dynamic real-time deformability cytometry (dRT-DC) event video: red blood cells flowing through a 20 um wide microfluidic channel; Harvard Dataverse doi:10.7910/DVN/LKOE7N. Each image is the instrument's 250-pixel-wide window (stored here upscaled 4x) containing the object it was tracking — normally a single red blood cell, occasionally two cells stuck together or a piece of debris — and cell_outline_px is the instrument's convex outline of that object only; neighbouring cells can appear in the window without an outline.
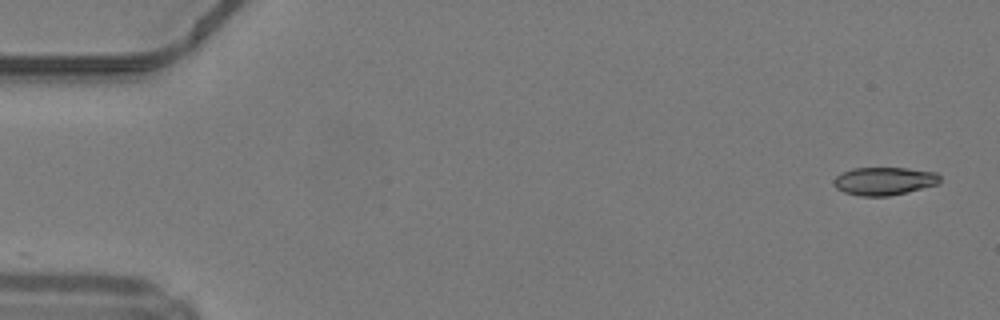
{"species": "common noctule bat (a hibernating species)", "species_latin": "Nyctalus noctula", "temperature_condition": "warm", "stored_images_in_passage": 48, "camera_frame_rate_fps": 3000, "um_per_image_px": 0.085, "animal": {"sex": "male", "body_mass_g": 19.2, "forearm_length_mm": 51.8}, "frame": {"image": 1, "passage_image": 1, "time_ms": 0.0, "image_size_px": [1000, 320], "cell_outline_px": [[940, 184], [908, 192], [888, 196], [860, 196], [844, 192], [836, 188], [832, 184], [832, 180], [840, 172], [852, 168], [908, 168], [936, 172], [940, 176]], "centroid_in_image_um": [75.14, 15.39], "position_along_channel_um": 9.9, "area_um2": 17.63}}
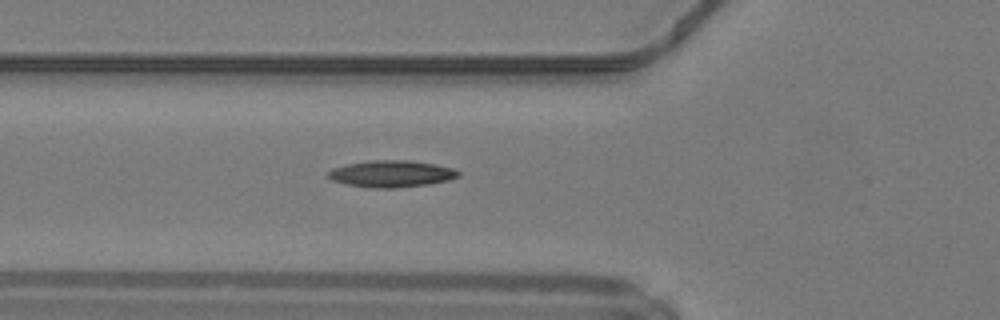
{"frame": {"image": 2, "passage_image": 17, "time_ms": 5.333, "image_size_px": [1000, 320], "cell_outline_px": [[460, 176], [448, 180], [428, 184], [396, 188], [372, 188], [344, 184], [332, 180], [328, 176], [328, 172], [332, 168], [348, 164], [372, 160], [408, 160], [436, 164], [452, 168], [460, 172]], "centroid_in_image_um": [33.27, 14.77], "position_along_channel_um": 92.5, "area_um2": 20.29}}
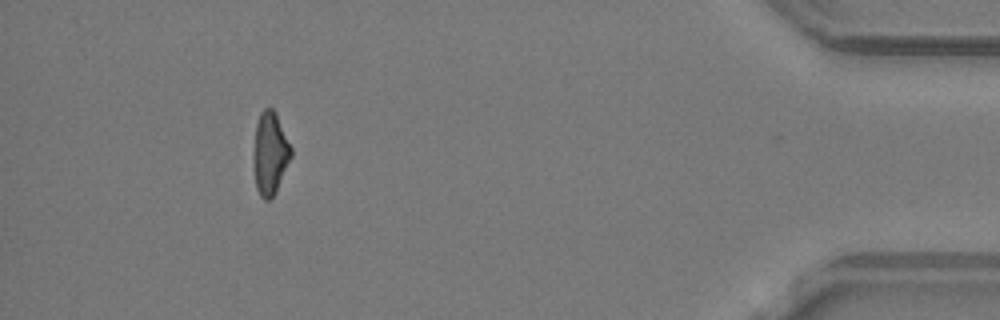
{"frame": {"image": 3, "passage_image": 44, "time_ms": 14.333, "image_size_px": [1000, 320], "cell_outline_px": [[292, 156], [276, 192], [268, 200], [264, 200], [260, 196], [256, 188], [252, 156], [252, 152], [256, 124], [260, 112], [264, 108], [272, 108], [276, 112], [292, 148]], "centroid_in_image_um": [22.94, 13.02], "position_along_channel_um": 412.3, "area_um2": 18.44}, "authors_computed_cell_mechanics": {"area_um2": 18.4093, "velocity_mm_per_s": 4.2463, "shape_relaxation_time_tau1_ms": 7.6835, "shape_relaxation_time_tau2_ms": 5.0788, "deformation_change_tau1": 0.2195, "deformation_change_tau2": 0.1448}}